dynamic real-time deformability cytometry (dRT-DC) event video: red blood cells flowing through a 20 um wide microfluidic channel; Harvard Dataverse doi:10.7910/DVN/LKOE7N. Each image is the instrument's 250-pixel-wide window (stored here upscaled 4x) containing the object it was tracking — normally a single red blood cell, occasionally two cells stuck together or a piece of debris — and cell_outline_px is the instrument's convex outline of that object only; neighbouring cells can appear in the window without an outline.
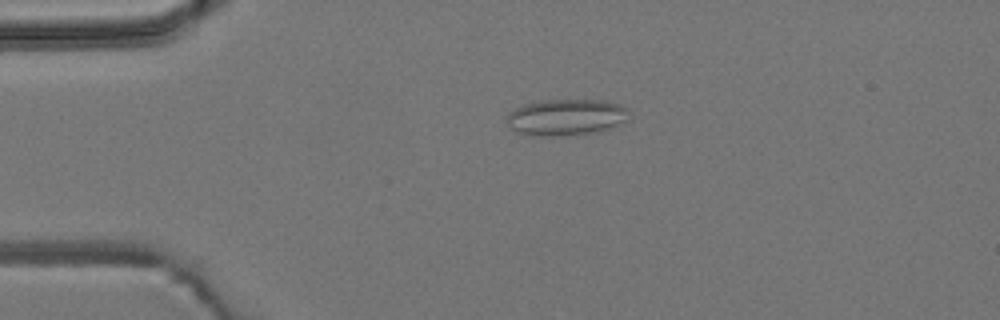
{"species": "common noctule bat (a hibernating species)", "species_latin": "Nyctalus noctula", "temperature_condition": "room temperature", "stored_images_in_passage": 5, "camera_frame_rate_fps": 3000, "um_per_image_px": 0.085, "animal": {"sex": "male", "body_mass_g": 19.2, "forearm_length_mm": 51.8}, "frame": {"image": 1, "passage_image": 4, "time_ms": 3.667, "image_size_px": [1000, 320], "cell_outline_px": [[628, 108], [624, 120], [608, 128], [584, 136], [532, 136], [516, 132], [508, 124], [508, 112], [524, 104], [544, 100], [604, 100], [620, 104]], "centroid_in_image_um": [48.08, 9.98], "position_along_channel_um": 36.9, "area_um2": 26.01}}